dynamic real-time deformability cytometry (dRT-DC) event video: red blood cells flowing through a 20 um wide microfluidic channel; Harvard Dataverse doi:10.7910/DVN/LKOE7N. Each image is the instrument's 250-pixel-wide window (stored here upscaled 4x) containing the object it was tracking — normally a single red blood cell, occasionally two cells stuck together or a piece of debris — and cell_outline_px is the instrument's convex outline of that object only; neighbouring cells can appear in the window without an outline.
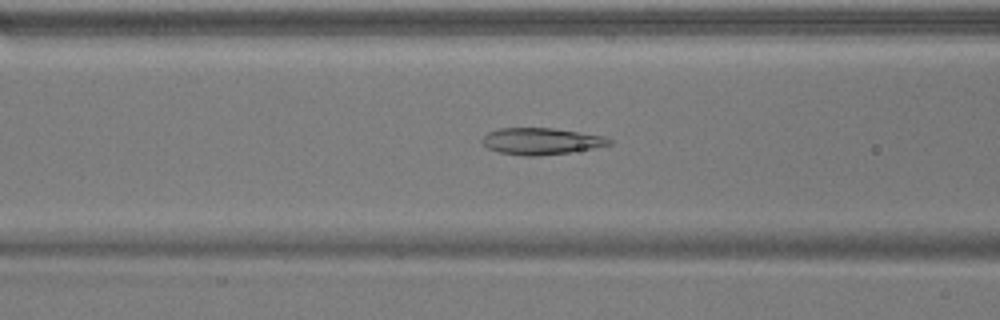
{"species": "common noctule bat (a hibernating species)", "species_latin": "Nyctalus noctula", "temperature_condition": "warm", "stored_images_in_passage": 51, "camera_frame_rate_fps": 3000, "um_per_image_px": 0.085, "animal": {"sex": "male", "body_mass_g": 17.9}, "frame": {"image": 1, "passage_image": 20, "time_ms": 6.333, "image_size_px": [1000, 320], "cell_outline_px": [[612, 144], [572, 152], [536, 156], [524, 156], [500, 152], [488, 148], [480, 140], [488, 132], [500, 128], [552, 128], [604, 136], [612, 140]], "centroid_in_image_um": [45.99, 12.0], "position_along_channel_um": 120.6, "area_um2": 19.59}}
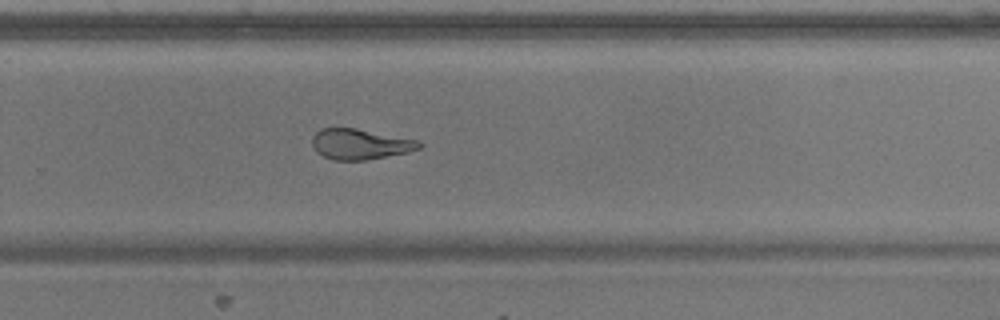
{"frame": {"image": 2, "passage_image": 34, "time_ms": 11.0, "image_size_px": [1000, 320], "cell_outline_px": [[424, 144], [420, 148], [408, 152], [368, 160], [332, 160], [316, 152], [312, 144], [312, 136], [320, 128], [356, 128], [420, 140]], "centroid_in_image_um": [30.63, 12.25], "position_along_channel_um": 299.2, "area_um2": 19.25}}
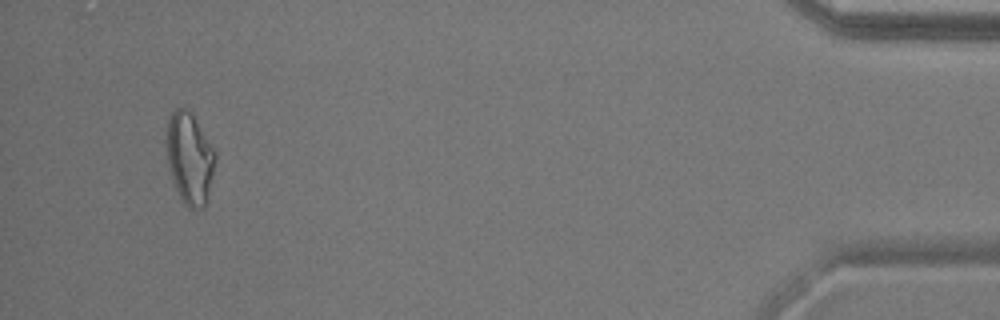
{"frame": {"image": 3, "passage_image": 49, "time_ms": 16.0, "image_size_px": [1000, 320], "cell_outline_px": [[216, 160], [208, 204], [204, 208], [188, 208], [184, 204], [172, 180], [168, 164], [164, 140], [168, 120], [172, 112], [176, 108], [188, 108], [192, 112], [216, 152]], "centroid_in_image_um": [16.13, 13.45], "position_along_channel_um": 419.1, "area_um2": 26.76}, "authors_computed_cell_mechanics": {"area_um2": 21.8484, "velocity_mm_per_s": 3.8409, "shape_relaxation_time_tau1_ms": 6.8685, "shape_relaxation_time_tau2_ms": 1.5657, "deformation_change_tau1": 0.21, "deformation_change_tau2": 0.0996}}